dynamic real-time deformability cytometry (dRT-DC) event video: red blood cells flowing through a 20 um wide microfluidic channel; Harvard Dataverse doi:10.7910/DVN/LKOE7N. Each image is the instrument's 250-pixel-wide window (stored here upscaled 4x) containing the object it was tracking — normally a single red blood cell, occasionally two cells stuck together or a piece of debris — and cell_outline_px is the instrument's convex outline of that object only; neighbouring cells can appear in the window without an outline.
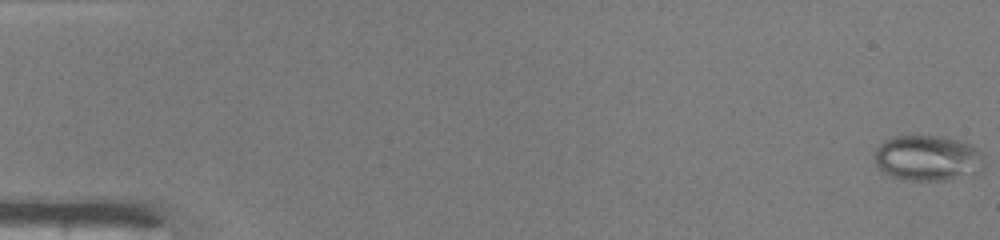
{"species": "common noctule bat (a hibernating species)", "species_latin": "Nyctalus noctula", "temperature_condition": "warm", "stored_images_in_passage": 49, "camera_frame_rate_fps": 3000, "um_per_image_px": 0.085, "animal": {"sex": "male", "body_mass_g": 19.0, "forearm_length_mm": 50.8}, "frame": {"image": 1, "passage_image": 1, "time_ms": 0.0, "image_size_px": [1000, 240], "cell_outline_px": [[984, 172], [944, 180], [904, 180], [888, 176], [880, 172], [876, 164], [876, 148], [884, 140], [892, 136], [940, 136], [972, 144], [984, 152]], "centroid_in_image_um": [78.89, 13.45], "position_along_channel_um": 6.1, "area_um2": 29.71}}
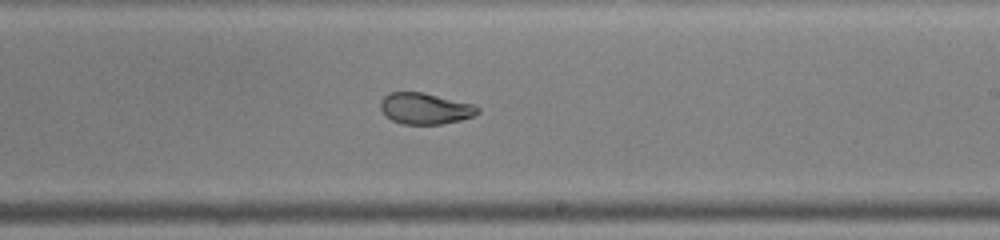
{"frame": {"image": 2, "passage_image": 30, "time_ms": 9.667, "image_size_px": [1000, 240], "cell_outline_px": [[480, 112], [472, 116], [460, 120], [440, 124], [400, 124], [392, 120], [380, 108], [380, 100], [388, 92], [424, 92], [472, 104], [480, 108]], "centroid_in_image_um": [36.12, 9.22], "position_along_channel_um": 252.9, "area_um2": 17.63}}
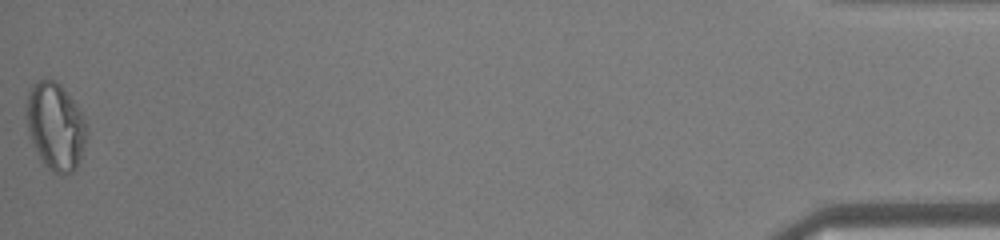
{"frame": {"image": 3, "passage_image": 49, "time_ms": 16.0, "image_size_px": [1000, 240], "cell_outline_px": [[88, 132], [76, 168], [72, 172], [60, 176], [52, 172], [40, 160], [32, 144], [28, 132], [24, 116], [24, 108], [28, 92], [32, 84], [40, 80], [56, 80], [60, 84], [72, 100], [80, 112], [84, 120]], "centroid_in_image_um": [4.65, 10.75], "position_along_channel_um": 430.5, "area_um2": 30.92}, "authors_computed_cell_mechanics": {"area_um2": 24.3916, "velocity_mm_per_s": 4.2432, "shape_relaxation_time_tau1_ms": null, "shape_relaxation_time_tau2_ms": 0.8823, "deformation_change_tau1": null, "deformation_change_tau2": 0.0465}}